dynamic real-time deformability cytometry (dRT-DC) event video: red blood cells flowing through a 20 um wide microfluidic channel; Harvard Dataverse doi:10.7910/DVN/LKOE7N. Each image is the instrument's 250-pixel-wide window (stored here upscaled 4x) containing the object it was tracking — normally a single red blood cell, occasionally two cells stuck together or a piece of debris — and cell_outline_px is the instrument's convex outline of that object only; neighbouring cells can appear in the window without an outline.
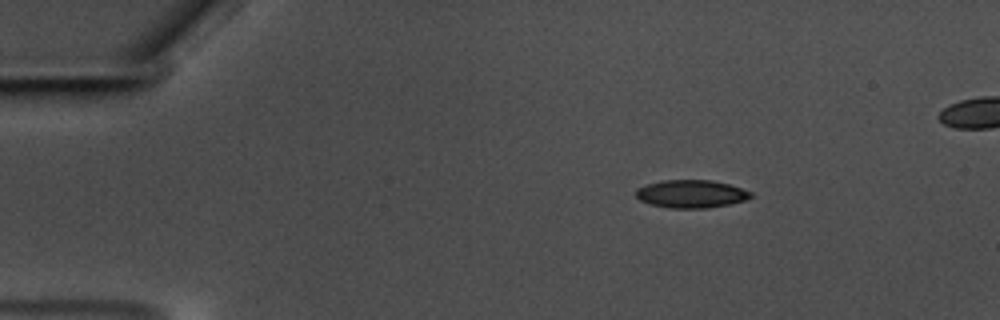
{"species": "common noctule bat (a hibernating species)", "species_latin": "Nyctalus noctula", "temperature_condition": "warm", "stored_images_in_passage": 45, "camera_frame_rate_fps": 3000, "um_per_image_px": 0.085, "animal": {"sex": "male", "body_mass_g": 17.5, "forearm_length_mm": 52.3}, "frame": {"image": 1, "passage_image": 1, "time_ms": 0.0, "image_size_px": [1000, 320], "cell_outline_px": [[752, 196], [744, 200], [728, 204], [708, 208], [672, 208], [652, 204], [640, 200], [636, 196], [636, 188], [648, 184], [664, 180], [712, 180], [728, 184], [752, 192]], "centroid_in_image_um": [58.74, 16.47], "position_along_channel_um": 26.3, "area_um2": 18.44}}
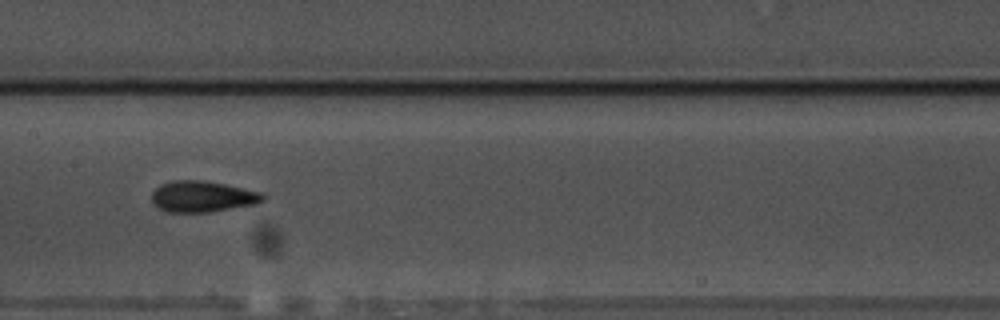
{"frame": {"image": 2, "passage_image": 21, "time_ms": 6.667, "image_size_px": [1000, 320], "cell_outline_px": [[264, 200], [256, 204], [208, 212], [164, 212], [156, 208], [152, 204], [152, 192], [160, 184], [172, 180], [204, 180], [224, 184], [260, 192], [264, 196]], "centroid_in_image_um": [17.14, 16.71], "position_along_channel_um": 190.3, "area_um2": 20.23}}
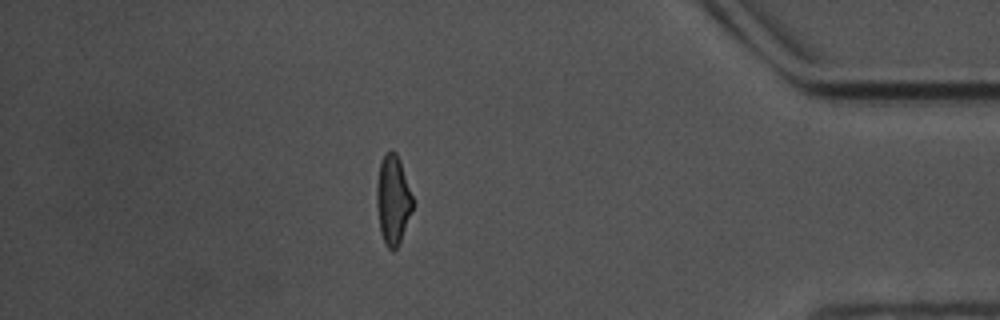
{"frame": {"image": 3, "passage_image": 42, "time_ms": 13.667, "image_size_px": [1000, 320], "cell_outline_px": [[412, 208], [400, 244], [392, 252], [384, 244], [380, 232], [376, 204], [376, 184], [380, 160], [388, 152], [396, 152], [400, 160], [412, 196]], "centroid_in_image_um": [33.37, 17.03], "position_along_channel_um": 401.8, "area_um2": 18.73}, "authors_computed_cell_mechanics": {"area_um2": 19.2474, "velocity_mm_per_s": 3.5513, "shape_relaxation_time_tau1_ms": 3.9285, "shape_relaxation_time_tau2_ms": 2.0348, "deformation_change_tau1": 0.149, "deformation_change_tau2": 0.091}}